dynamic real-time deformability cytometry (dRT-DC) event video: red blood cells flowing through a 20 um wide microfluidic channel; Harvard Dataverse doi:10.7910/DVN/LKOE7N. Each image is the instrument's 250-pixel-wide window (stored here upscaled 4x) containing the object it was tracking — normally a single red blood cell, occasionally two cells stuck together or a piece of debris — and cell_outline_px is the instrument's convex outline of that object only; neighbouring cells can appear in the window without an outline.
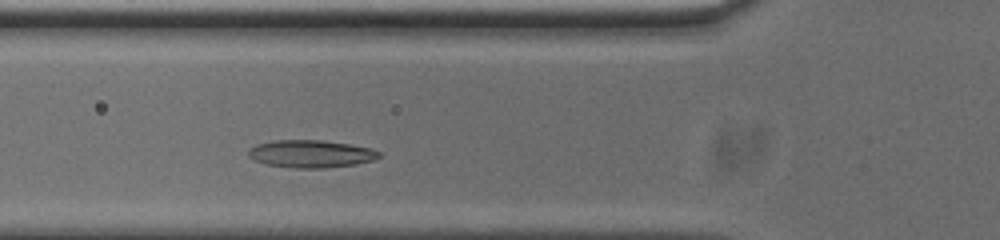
{"species": "common noctule bat (a hibernating species)", "species_latin": "Nyctalus noctula", "temperature_condition": "cold", "stored_images_in_passage": 30, "camera_frame_rate_fps": 3000, "um_per_image_px": 0.085, "animal": {"sex": "male", "body_mass_g": 20.0, "forearm_length_mm": 53.3}, "frame": {"image": 1, "passage_image": 8, "time_ms": 2.333, "image_size_px": [1000, 240], "cell_outline_px": [[380, 156], [372, 160], [356, 164], [324, 168], [292, 168], [264, 164], [248, 156], [248, 152], [256, 144], [276, 140], [324, 140], [372, 148], [380, 152]], "centroid_in_image_um": [26.43, 13.08], "position_along_channel_um": 99.4, "area_um2": 20.92}}
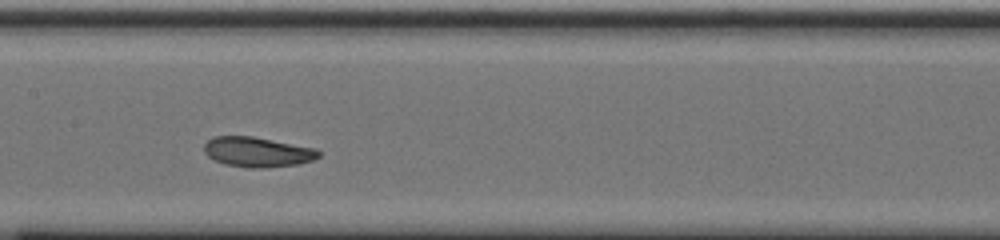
{"frame": {"image": 2, "passage_image": 15, "time_ms": 4.667, "image_size_px": [1000, 240], "cell_outline_px": [[320, 156], [312, 160], [300, 164], [264, 168], [248, 168], [224, 164], [208, 156], [204, 152], [204, 144], [212, 136], [252, 136], [316, 148], [320, 152]], "centroid_in_image_um": [21.88, 12.92], "position_along_channel_um": 185.5, "area_um2": 20.11}}
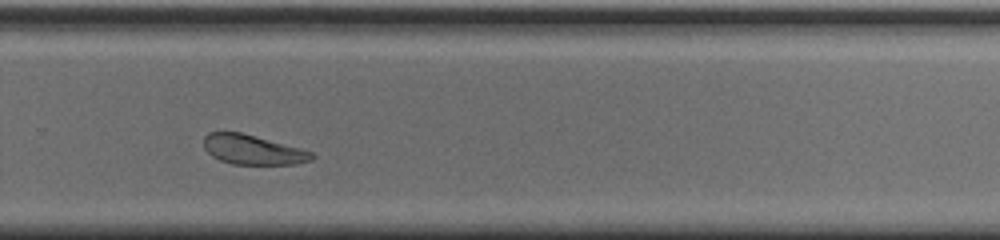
{"frame": {"image": 3, "passage_image": 25, "time_ms": 8.0, "image_size_px": [1000, 240], "cell_outline_px": [[316, 156], [312, 160], [296, 164], [232, 164], [220, 160], [212, 156], [204, 148], [204, 136], [208, 132], [240, 132], [300, 148], [312, 152]], "centroid_in_image_um": [21.48, 12.73], "position_along_channel_um": 308.3, "area_um2": 18.55}, "authors_computed_cell_mechanics": {"area_um2": 20.5479, "velocity_mm_per_s": 3.6894, "shape_relaxation_time_tau1_ms": 3.3068, "shape_relaxation_time_tau2_ms": 3.146, "deformation_change_tau1": 0.1101, "deformation_change_tau2": 0.0923}}